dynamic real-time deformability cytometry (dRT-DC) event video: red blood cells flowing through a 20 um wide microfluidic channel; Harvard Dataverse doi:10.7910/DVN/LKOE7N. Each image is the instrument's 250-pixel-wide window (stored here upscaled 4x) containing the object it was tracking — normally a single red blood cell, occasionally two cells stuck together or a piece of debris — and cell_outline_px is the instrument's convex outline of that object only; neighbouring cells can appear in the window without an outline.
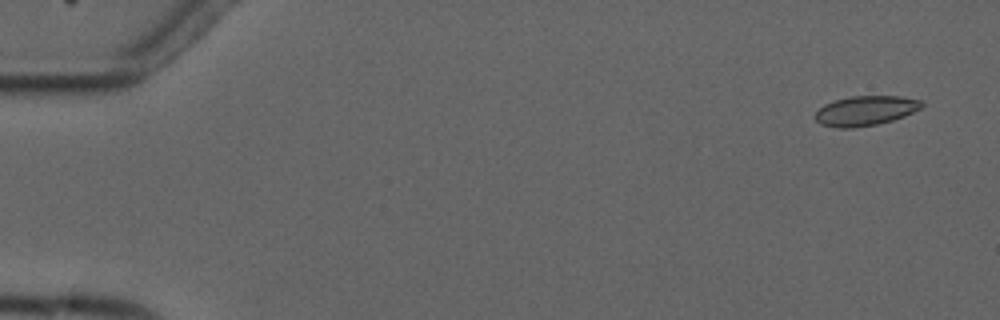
{"species": "common noctule bat (a hibernating species)", "species_latin": "Nyctalus noctula", "temperature_condition": "cold", "stored_images_in_passage": 5, "camera_frame_rate_fps": 3000, "um_per_image_px": 0.085, "animal": {"sex": "male", "forearm_length_mm": 52.5}, "frame": {"image": 1, "passage_image": 1, "time_ms": 0.0, "image_size_px": [1000, 320], "cell_outline_px": [[924, 104], [920, 108], [904, 116], [892, 120], [876, 124], [852, 128], [836, 128], [820, 124], [812, 116], [824, 104], [836, 100], [852, 96], [900, 96], [924, 100]], "centroid_in_image_um": [73.55, 9.41], "position_along_channel_um": 11.4, "area_um2": 18.5}}